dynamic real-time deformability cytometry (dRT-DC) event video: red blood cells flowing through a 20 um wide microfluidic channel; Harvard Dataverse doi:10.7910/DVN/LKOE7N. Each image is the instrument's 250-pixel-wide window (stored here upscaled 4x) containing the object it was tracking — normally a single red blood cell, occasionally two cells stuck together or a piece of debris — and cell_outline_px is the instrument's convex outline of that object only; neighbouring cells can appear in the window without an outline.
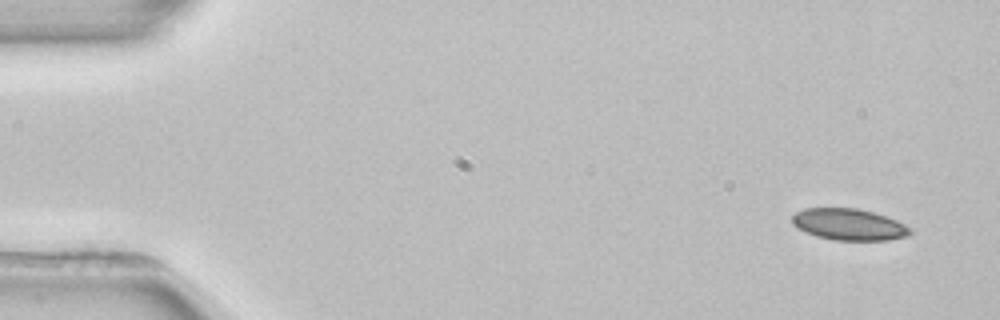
{"species": "common noctule bat (a hibernating species)", "species_latin": "Nyctalus noctula", "temperature_condition": "room temperature", "stored_images_in_passage": 4, "camera_frame_rate_fps": 3000, "um_per_image_px": 0.085, "animal": {"sex": "female", "body_mass_g": 22.7, "forearm_length_mm": 54.2}, "frame": {"image": 1, "passage_image": 1, "time_ms": 0.0, "image_size_px": [1000, 320], "cell_outline_px": [[912, 232], [908, 236], [888, 240], [836, 240], [816, 236], [792, 224], [792, 216], [796, 212], [804, 208], [856, 208], [872, 212], [896, 220], [912, 228]], "centroid_in_image_um": [72.18, 19.08], "position_along_channel_um": 12.8, "area_um2": 21.5}}
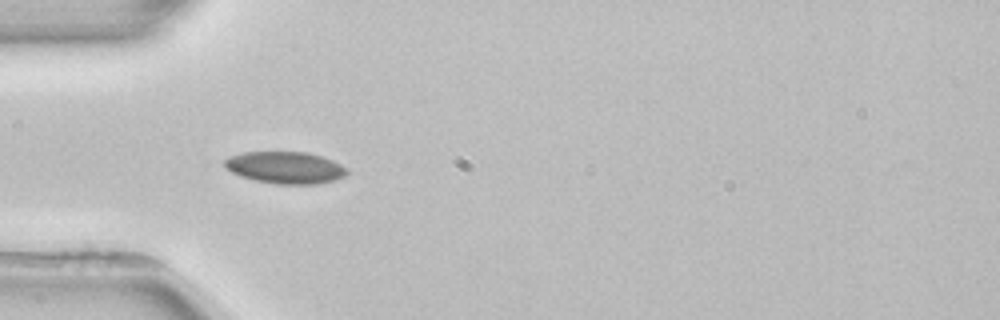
{"frame": {"image": 2, "passage_image": 3, "time_ms": 4.333, "image_size_px": [1000, 320], "cell_outline_px": [[348, 172], [344, 176], [336, 180], [320, 184], [276, 184], [256, 180], [240, 176], [232, 172], [224, 164], [224, 160], [228, 156], [244, 152], [308, 152], [332, 160], [348, 168]], "centroid_in_image_um": [24.27, 14.25], "position_along_channel_um": 60.7, "area_um2": 22.83}}